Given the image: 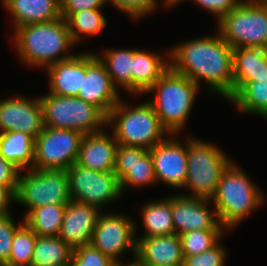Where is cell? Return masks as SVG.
I'll return each mask as SVG.
<instances>
[{
	"label": "cell",
	"mask_w": 267,
	"mask_h": 266,
	"mask_svg": "<svg viewBox=\"0 0 267 266\" xmlns=\"http://www.w3.org/2000/svg\"><path fill=\"white\" fill-rule=\"evenodd\" d=\"M215 35L171 47L170 68L191 79L199 88L203 80L208 92L216 93L229 101L234 96L233 48L219 33Z\"/></svg>",
	"instance_id": "1"
},
{
	"label": "cell",
	"mask_w": 267,
	"mask_h": 266,
	"mask_svg": "<svg viewBox=\"0 0 267 266\" xmlns=\"http://www.w3.org/2000/svg\"><path fill=\"white\" fill-rule=\"evenodd\" d=\"M13 31L18 58L28 65L46 69L74 56L68 52L76 44L62 17L51 22L22 25Z\"/></svg>",
	"instance_id": "2"
},
{
	"label": "cell",
	"mask_w": 267,
	"mask_h": 266,
	"mask_svg": "<svg viewBox=\"0 0 267 266\" xmlns=\"http://www.w3.org/2000/svg\"><path fill=\"white\" fill-rule=\"evenodd\" d=\"M265 196L251 178L233 161L223 172L211 198L220 224L228 231L265 203ZM238 224V225H237Z\"/></svg>",
	"instance_id": "3"
},
{
	"label": "cell",
	"mask_w": 267,
	"mask_h": 266,
	"mask_svg": "<svg viewBox=\"0 0 267 266\" xmlns=\"http://www.w3.org/2000/svg\"><path fill=\"white\" fill-rule=\"evenodd\" d=\"M111 109L107 116V126L118 144L137 146L150 150L170 135L162 126L158 115L149 101L134 107L122 101Z\"/></svg>",
	"instance_id": "4"
},
{
	"label": "cell",
	"mask_w": 267,
	"mask_h": 266,
	"mask_svg": "<svg viewBox=\"0 0 267 266\" xmlns=\"http://www.w3.org/2000/svg\"><path fill=\"white\" fill-rule=\"evenodd\" d=\"M199 89L191 79L169 68L147 91L155 92L149 102L169 134L179 136L184 129Z\"/></svg>",
	"instance_id": "5"
},
{
	"label": "cell",
	"mask_w": 267,
	"mask_h": 266,
	"mask_svg": "<svg viewBox=\"0 0 267 266\" xmlns=\"http://www.w3.org/2000/svg\"><path fill=\"white\" fill-rule=\"evenodd\" d=\"M187 176L183 188L187 197L210 199L217 190L223 172L233 162L221 148L210 142L186 137Z\"/></svg>",
	"instance_id": "6"
},
{
	"label": "cell",
	"mask_w": 267,
	"mask_h": 266,
	"mask_svg": "<svg viewBox=\"0 0 267 266\" xmlns=\"http://www.w3.org/2000/svg\"><path fill=\"white\" fill-rule=\"evenodd\" d=\"M217 22V32L233 49H267V0H242Z\"/></svg>",
	"instance_id": "7"
},
{
	"label": "cell",
	"mask_w": 267,
	"mask_h": 266,
	"mask_svg": "<svg viewBox=\"0 0 267 266\" xmlns=\"http://www.w3.org/2000/svg\"><path fill=\"white\" fill-rule=\"evenodd\" d=\"M39 98L46 127L76 130L84 135L101 132L107 127V116L80 98L52 93Z\"/></svg>",
	"instance_id": "8"
},
{
	"label": "cell",
	"mask_w": 267,
	"mask_h": 266,
	"mask_svg": "<svg viewBox=\"0 0 267 266\" xmlns=\"http://www.w3.org/2000/svg\"><path fill=\"white\" fill-rule=\"evenodd\" d=\"M20 172L16 202L30 210L48 204L67 205L69 195L68 175L61 169H27ZM26 172V173H25Z\"/></svg>",
	"instance_id": "9"
},
{
	"label": "cell",
	"mask_w": 267,
	"mask_h": 266,
	"mask_svg": "<svg viewBox=\"0 0 267 266\" xmlns=\"http://www.w3.org/2000/svg\"><path fill=\"white\" fill-rule=\"evenodd\" d=\"M71 200L101 210L121 197L120 181L114 172L94 171L74 163L67 170ZM102 207V208H101Z\"/></svg>",
	"instance_id": "10"
},
{
	"label": "cell",
	"mask_w": 267,
	"mask_h": 266,
	"mask_svg": "<svg viewBox=\"0 0 267 266\" xmlns=\"http://www.w3.org/2000/svg\"><path fill=\"white\" fill-rule=\"evenodd\" d=\"M83 136L76 130L45 126L35 138L33 169L67 170L77 161Z\"/></svg>",
	"instance_id": "11"
},
{
	"label": "cell",
	"mask_w": 267,
	"mask_h": 266,
	"mask_svg": "<svg viewBox=\"0 0 267 266\" xmlns=\"http://www.w3.org/2000/svg\"><path fill=\"white\" fill-rule=\"evenodd\" d=\"M105 213V214H104ZM129 216L102 211L96 221L91 244L114 263L127 250L136 256V228Z\"/></svg>",
	"instance_id": "12"
},
{
	"label": "cell",
	"mask_w": 267,
	"mask_h": 266,
	"mask_svg": "<svg viewBox=\"0 0 267 266\" xmlns=\"http://www.w3.org/2000/svg\"><path fill=\"white\" fill-rule=\"evenodd\" d=\"M112 84L105 65L93 52L82 53V84L77 98L91 103L106 116L120 101L121 96Z\"/></svg>",
	"instance_id": "13"
},
{
	"label": "cell",
	"mask_w": 267,
	"mask_h": 266,
	"mask_svg": "<svg viewBox=\"0 0 267 266\" xmlns=\"http://www.w3.org/2000/svg\"><path fill=\"white\" fill-rule=\"evenodd\" d=\"M177 139V134L167 135L150 149V153L157 183L163 182L173 189L183 190L187 176V143Z\"/></svg>",
	"instance_id": "14"
},
{
	"label": "cell",
	"mask_w": 267,
	"mask_h": 266,
	"mask_svg": "<svg viewBox=\"0 0 267 266\" xmlns=\"http://www.w3.org/2000/svg\"><path fill=\"white\" fill-rule=\"evenodd\" d=\"M43 107L40 98L14 96L0 99V133L20 131L34 139L44 129Z\"/></svg>",
	"instance_id": "15"
},
{
	"label": "cell",
	"mask_w": 267,
	"mask_h": 266,
	"mask_svg": "<svg viewBox=\"0 0 267 266\" xmlns=\"http://www.w3.org/2000/svg\"><path fill=\"white\" fill-rule=\"evenodd\" d=\"M210 199L172 195V220L175 234L192 230H226L219 222L216 209H209Z\"/></svg>",
	"instance_id": "16"
},
{
	"label": "cell",
	"mask_w": 267,
	"mask_h": 266,
	"mask_svg": "<svg viewBox=\"0 0 267 266\" xmlns=\"http://www.w3.org/2000/svg\"><path fill=\"white\" fill-rule=\"evenodd\" d=\"M114 173L120 181L122 194L129 186L157 183L150 150L142 147L118 144Z\"/></svg>",
	"instance_id": "17"
},
{
	"label": "cell",
	"mask_w": 267,
	"mask_h": 266,
	"mask_svg": "<svg viewBox=\"0 0 267 266\" xmlns=\"http://www.w3.org/2000/svg\"><path fill=\"white\" fill-rule=\"evenodd\" d=\"M101 212L95 206L70 200L64 211L58 237L72 249L90 244Z\"/></svg>",
	"instance_id": "18"
},
{
	"label": "cell",
	"mask_w": 267,
	"mask_h": 266,
	"mask_svg": "<svg viewBox=\"0 0 267 266\" xmlns=\"http://www.w3.org/2000/svg\"><path fill=\"white\" fill-rule=\"evenodd\" d=\"M117 146L113 133L108 134L105 129L98 133L85 134L76 163L94 171L114 172Z\"/></svg>",
	"instance_id": "19"
},
{
	"label": "cell",
	"mask_w": 267,
	"mask_h": 266,
	"mask_svg": "<svg viewBox=\"0 0 267 266\" xmlns=\"http://www.w3.org/2000/svg\"><path fill=\"white\" fill-rule=\"evenodd\" d=\"M136 257L145 266L183 265V254L179 235L136 238Z\"/></svg>",
	"instance_id": "20"
},
{
	"label": "cell",
	"mask_w": 267,
	"mask_h": 266,
	"mask_svg": "<svg viewBox=\"0 0 267 266\" xmlns=\"http://www.w3.org/2000/svg\"><path fill=\"white\" fill-rule=\"evenodd\" d=\"M167 59L148 50L133 49L132 59V95L147 94L154 83L170 68L169 49Z\"/></svg>",
	"instance_id": "21"
},
{
	"label": "cell",
	"mask_w": 267,
	"mask_h": 266,
	"mask_svg": "<svg viewBox=\"0 0 267 266\" xmlns=\"http://www.w3.org/2000/svg\"><path fill=\"white\" fill-rule=\"evenodd\" d=\"M12 16L13 29L33 23L51 22L61 18L60 0H0Z\"/></svg>",
	"instance_id": "22"
},
{
	"label": "cell",
	"mask_w": 267,
	"mask_h": 266,
	"mask_svg": "<svg viewBox=\"0 0 267 266\" xmlns=\"http://www.w3.org/2000/svg\"><path fill=\"white\" fill-rule=\"evenodd\" d=\"M232 65L235 95L246 83L267 77V49L234 48Z\"/></svg>",
	"instance_id": "23"
},
{
	"label": "cell",
	"mask_w": 267,
	"mask_h": 266,
	"mask_svg": "<svg viewBox=\"0 0 267 266\" xmlns=\"http://www.w3.org/2000/svg\"><path fill=\"white\" fill-rule=\"evenodd\" d=\"M49 93L77 97L82 84V52L47 68Z\"/></svg>",
	"instance_id": "24"
},
{
	"label": "cell",
	"mask_w": 267,
	"mask_h": 266,
	"mask_svg": "<svg viewBox=\"0 0 267 266\" xmlns=\"http://www.w3.org/2000/svg\"><path fill=\"white\" fill-rule=\"evenodd\" d=\"M35 139L20 131L0 133V156L21 171L33 169Z\"/></svg>",
	"instance_id": "25"
},
{
	"label": "cell",
	"mask_w": 267,
	"mask_h": 266,
	"mask_svg": "<svg viewBox=\"0 0 267 266\" xmlns=\"http://www.w3.org/2000/svg\"><path fill=\"white\" fill-rule=\"evenodd\" d=\"M140 214L145 234L136 238L175 234L172 220V196L147 202Z\"/></svg>",
	"instance_id": "26"
},
{
	"label": "cell",
	"mask_w": 267,
	"mask_h": 266,
	"mask_svg": "<svg viewBox=\"0 0 267 266\" xmlns=\"http://www.w3.org/2000/svg\"><path fill=\"white\" fill-rule=\"evenodd\" d=\"M105 51V52H104ZM99 60L105 65L113 86L119 91L125 89L132 95V59L133 49H105Z\"/></svg>",
	"instance_id": "27"
},
{
	"label": "cell",
	"mask_w": 267,
	"mask_h": 266,
	"mask_svg": "<svg viewBox=\"0 0 267 266\" xmlns=\"http://www.w3.org/2000/svg\"><path fill=\"white\" fill-rule=\"evenodd\" d=\"M72 251L58 236H37L31 266H70Z\"/></svg>",
	"instance_id": "28"
},
{
	"label": "cell",
	"mask_w": 267,
	"mask_h": 266,
	"mask_svg": "<svg viewBox=\"0 0 267 266\" xmlns=\"http://www.w3.org/2000/svg\"><path fill=\"white\" fill-rule=\"evenodd\" d=\"M229 101L244 114L267 120V77L246 83Z\"/></svg>",
	"instance_id": "29"
},
{
	"label": "cell",
	"mask_w": 267,
	"mask_h": 266,
	"mask_svg": "<svg viewBox=\"0 0 267 266\" xmlns=\"http://www.w3.org/2000/svg\"><path fill=\"white\" fill-rule=\"evenodd\" d=\"M66 205L48 204L30 210L24 223L37 236H58Z\"/></svg>",
	"instance_id": "30"
},
{
	"label": "cell",
	"mask_w": 267,
	"mask_h": 266,
	"mask_svg": "<svg viewBox=\"0 0 267 266\" xmlns=\"http://www.w3.org/2000/svg\"><path fill=\"white\" fill-rule=\"evenodd\" d=\"M66 21L71 38L76 45L79 44L84 37L100 34L108 24L101 9H84L72 13Z\"/></svg>",
	"instance_id": "31"
},
{
	"label": "cell",
	"mask_w": 267,
	"mask_h": 266,
	"mask_svg": "<svg viewBox=\"0 0 267 266\" xmlns=\"http://www.w3.org/2000/svg\"><path fill=\"white\" fill-rule=\"evenodd\" d=\"M227 230H192L179 235L183 256L198 255L212 248Z\"/></svg>",
	"instance_id": "32"
},
{
	"label": "cell",
	"mask_w": 267,
	"mask_h": 266,
	"mask_svg": "<svg viewBox=\"0 0 267 266\" xmlns=\"http://www.w3.org/2000/svg\"><path fill=\"white\" fill-rule=\"evenodd\" d=\"M37 235L24 223L15 233L8 266H31Z\"/></svg>",
	"instance_id": "33"
},
{
	"label": "cell",
	"mask_w": 267,
	"mask_h": 266,
	"mask_svg": "<svg viewBox=\"0 0 267 266\" xmlns=\"http://www.w3.org/2000/svg\"><path fill=\"white\" fill-rule=\"evenodd\" d=\"M113 263L90 243L73 249L70 266H111Z\"/></svg>",
	"instance_id": "34"
},
{
	"label": "cell",
	"mask_w": 267,
	"mask_h": 266,
	"mask_svg": "<svg viewBox=\"0 0 267 266\" xmlns=\"http://www.w3.org/2000/svg\"><path fill=\"white\" fill-rule=\"evenodd\" d=\"M108 3L134 20L151 15L159 7V0H108Z\"/></svg>",
	"instance_id": "35"
},
{
	"label": "cell",
	"mask_w": 267,
	"mask_h": 266,
	"mask_svg": "<svg viewBox=\"0 0 267 266\" xmlns=\"http://www.w3.org/2000/svg\"><path fill=\"white\" fill-rule=\"evenodd\" d=\"M14 221L11 214L0 216V266H8L14 235L24 224V220L19 225Z\"/></svg>",
	"instance_id": "36"
},
{
	"label": "cell",
	"mask_w": 267,
	"mask_h": 266,
	"mask_svg": "<svg viewBox=\"0 0 267 266\" xmlns=\"http://www.w3.org/2000/svg\"><path fill=\"white\" fill-rule=\"evenodd\" d=\"M220 242L198 255L183 256V266H225L228 256Z\"/></svg>",
	"instance_id": "37"
},
{
	"label": "cell",
	"mask_w": 267,
	"mask_h": 266,
	"mask_svg": "<svg viewBox=\"0 0 267 266\" xmlns=\"http://www.w3.org/2000/svg\"><path fill=\"white\" fill-rule=\"evenodd\" d=\"M61 17L65 20L75 12L84 9H101L107 5L108 0H60Z\"/></svg>",
	"instance_id": "38"
},
{
	"label": "cell",
	"mask_w": 267,
	"mask_h": 266,
	"mask_svg": "<svg viewBox=\"0 0 267 266\" xmlns=\"http://www.w3.org/2000/svg\"><path fill=\"white\" fill-rule=\"evenodd\" d=\"M187 1V0H184ZM208 12H211L219 21L224 15L236 8L242 0H192Z\"/></svg>",
	"instance_id": "39"
},
{
	"label": "cell",
	"mask_w": 267,
	"mask_h": 266,
	"mask_svg": "<svg viewBox=\"0 0 267 266\" xmlns=\"http://www.w3.org/2000/svg\"><path fill=\"white\" fill-rule=\"evenodd\" d=\"M20 172L17 166L0 156V186L17 188Z\"/></svg>",
	"instance_id": "40"
},
{
	"label": "cell",
	"mask_w": 267,
	"mask_h": 266,
	"mask_svg": "<svg viewBox=\"0 0 267 266\" xmlns=\"http://www.w3.org/2000/svg\"><path fill=\"white\" fill-rule=\"evenodd\" d=\"M17 188H8L7 186H0V216L10 214L9 204L16 203Z\"/></svg>",
	"instance_id": "41"
},
{
	"label": "cell",
	"mask_w": 267,
	"mask_h": 266,
	"mask_svg": "<svg viewBox=\"0 0 267 266\" xmlns=\"http://www.w3.org/2000/svg\"><path fill=\"white\" fill-rule=\"evenodd\" d=\"M184 0H163L164 6H170V8L173 6L178 5L179 3L181 4Z\"/></svg>",
	"instance_id": "42"
},
{
	"label": "cell",
	"mask_w": 267,
	"mask_h": 266,
	"mask_svg": "<svg viewBox=\"0 0 267 266\" xmlns=\"http://www.w3.org/2000/svg\"><path fill=\"white\" fill-rule=\"evenodd\" d=\"M122 266H145L136 256H134V260L128 262L127 264H123Z\"/></svg>",
	"instance_id": "43"
},
{
	"label": "cell",
	"mask_w": 267,
	"mask_h": 266,
	"mask_svg": "<svg viewBox=\"0 0 267 266\" xmlns=\"http://www.w3.org/2000/svg\"><path fill=\"white\" fill-rule=\"evenodd\" d=\"M111 266H122V261H120L119 263H113Z\"/></svg>",
	"instance_id": "44"
}]
</instances>
